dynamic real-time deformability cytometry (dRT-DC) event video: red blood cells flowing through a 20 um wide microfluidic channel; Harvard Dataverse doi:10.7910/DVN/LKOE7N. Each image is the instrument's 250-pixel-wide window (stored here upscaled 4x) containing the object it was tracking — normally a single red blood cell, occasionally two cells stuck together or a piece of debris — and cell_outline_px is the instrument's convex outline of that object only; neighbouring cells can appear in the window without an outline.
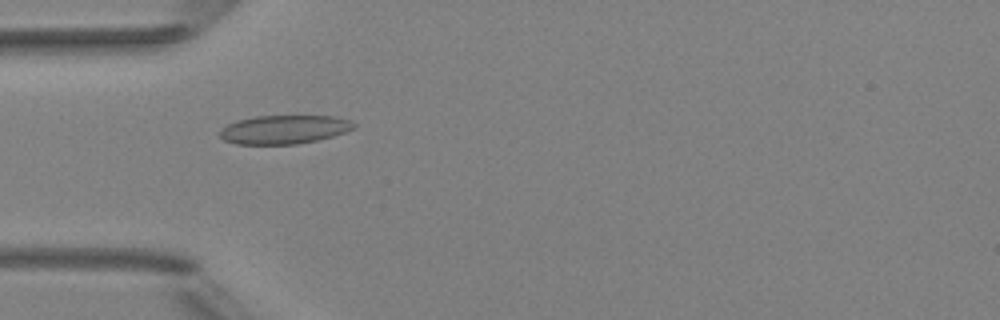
{"species": "Egyptian fruit bat (a non-hibernating species)", "species_latin": "Rousettus aegyptiacus", "temperature_condition": "room temperature", "stored_images_in_passage": 2, "camera_frame_rate_fps": 3000, "um_per_image_px": 0.085, "animal": {"sex": "female"}, "frame": {"image": 1, "passage_image": 1, "time_ms": 0.0, "image_size_px": [1000, 320], "cell_outline_px": [[356, 128], [332, 136], [316, 140], [296, 144], [236, 144], [224, 140], [220, 136], [220, 132], [228, 124], [236, 120], [256, 116], [332, 116], [348, 120], [356, 124]], "centroid_in_image_um": [24.15, 11.0], "position_along_channel_um": 60.9, "area_um2": 22.2}}
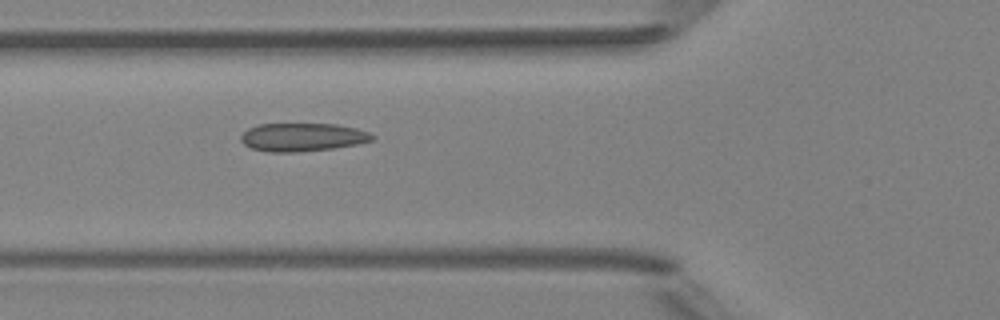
{"frame": {"image": 2, "passage_image": 2, "time_ms": 1.0, "image_size_px": [1000, 320], "cell_outline_px": [[376, 136], [372, 140], [356, 144], [332, 148], [296, 152], [268, 152], [252, 148], [244, 144], [240, 140], [240, 136], [248, 128], [260, 124], [336, 124], [356, 128], [368, 132]], "centroid_in_image_um": [25.69, 11.65], "position_along_channel_um": 100.1, "area_um2": 21.5}}